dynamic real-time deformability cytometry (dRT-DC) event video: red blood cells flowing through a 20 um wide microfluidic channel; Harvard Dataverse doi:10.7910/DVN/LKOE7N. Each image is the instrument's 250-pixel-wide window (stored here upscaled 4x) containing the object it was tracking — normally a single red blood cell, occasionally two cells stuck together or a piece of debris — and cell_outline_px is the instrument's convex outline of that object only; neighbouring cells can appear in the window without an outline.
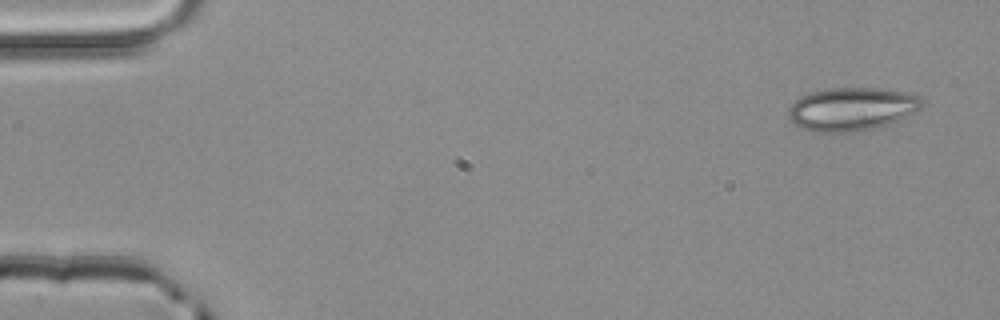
{"species": "common noctule bat (a hibernating species)", "species_latin": "Nyctalus noctula", "temperature_condition": "room temperature", "stored_images_in_passage": 4, "segment_of_instrument_passage": [1, 2], "camera_frame_rate_fps": 3000, "um_per_image_px": 0.085, "animal": {"sex": "male", "body_mass_g": 20.4}, "frame": {"image": 1, "passage_image": 1, "time_ms": 0.0, "image_size_px": [1000, 320], "cell_outline_px": [[924, 104], [916, 112], [900, 120], [864, 132], [816, 132], [800, 128], [788, 116], [788, 108], [796, 100], [812, 92], [832, 88], [872, 88], [904, 92], [916, 96], [924, 100]], "centroid_in_image_um": [72.42, 9.29], "position_along_channel_um": 12.6, "area_um2": 33.64}}